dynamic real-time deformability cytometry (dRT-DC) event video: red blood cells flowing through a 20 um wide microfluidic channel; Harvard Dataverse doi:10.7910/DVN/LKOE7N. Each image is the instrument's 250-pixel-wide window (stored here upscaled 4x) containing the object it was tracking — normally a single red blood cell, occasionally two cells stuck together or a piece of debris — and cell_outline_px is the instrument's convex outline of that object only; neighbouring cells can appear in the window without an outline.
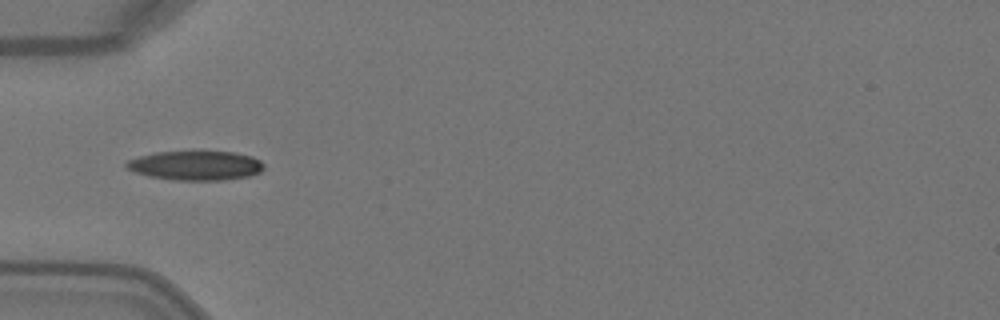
{"species": "Egyptian fruit bat (a non-hibernating species)", "species_latin": "Rousettus aegyptiacus", "temperature_condition": "warm", "stored_images_in_passage": 5, "camera_frame_rate_fps": 3000, "um_per_image_px": 0.085, "animal": {"sex": "female"}, "frame": {"image": 1, "passage_image": 4, "time_ms": 1.0, "image_size_px": [1000, 320], "cell_outline_px": [[264, 168], [260, 172], [248, 176], [224, 180], [172, 180], [148, 176], [136, 172], [128, 168], [124, 164], [128, 160], [140, 156], [156, 152], [192, 148], [236, 152], [252, 156], [260, 160], [264, 164]], "centroid_in_image_um": [16.65, 14.01], "position_along_channel_um": 68.3, "area_um2": 24.57}}
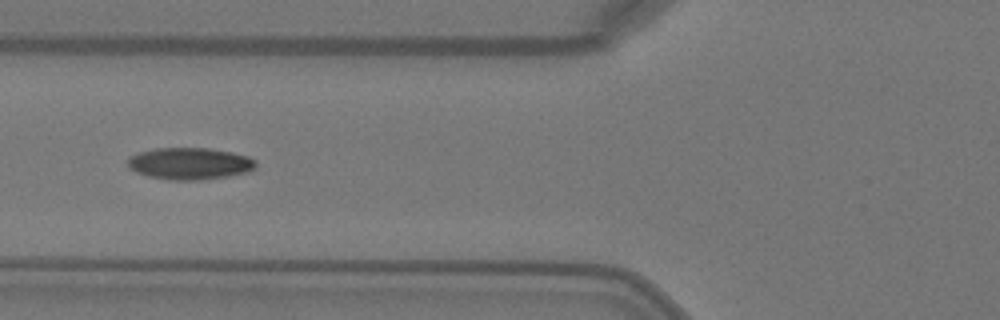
{"frame": {"image": 2, "passage_image": 5, "time_ms": 1.333, "image_size_px": [1000, 320], "cell_outline_px": [[256, 168], [248, 172], [228, 176], [200, 180], [168, 180], [148, 176], [136, 172], [128, 168], [128, 156], [140, 152], [156, 148], [208, 148], [232, 152], [248, 156], [256, 160]], "centroid_in_image_um": [16.13, 13.9], "position_along_channel_um": 109.7, "area_um2": 23.99}}